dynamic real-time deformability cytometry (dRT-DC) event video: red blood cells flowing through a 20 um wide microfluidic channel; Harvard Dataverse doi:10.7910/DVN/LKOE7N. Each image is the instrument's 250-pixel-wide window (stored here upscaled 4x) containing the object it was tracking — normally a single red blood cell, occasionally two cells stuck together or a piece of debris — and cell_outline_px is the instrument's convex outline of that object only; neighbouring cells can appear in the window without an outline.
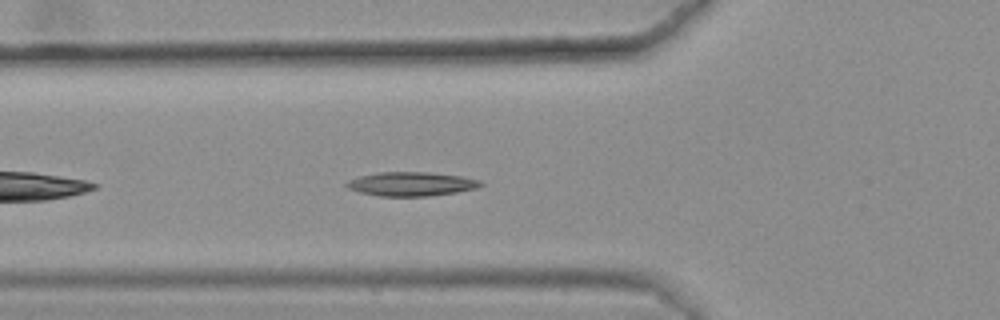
{"species": "common noctule bat (a hibernating species)", "species_latin": "Nyctalus noctula", "temperature_condition": "warm", "stored_images_in_passage": 31, "camera_frame_rate_fps": 3000, "um_per_image_px": 0.085, "animal": {"sex": "female", "body_mass_g": 25.1}, "frame": {"image": 1, "passage_image": 6, "time_ms": 1.667, "image_size_px": [1000, 320], "cell_outline_px": [[484, 184], [476, 188], [456, 192], [428, 196], [380, 196], [360, 192], [348, 188], [344, 184], [348, 180], [360, 176], [380, 172], [424, 172], [460, 176], [480, 180]], "centroid_in_image_um": [34.94, 15.64], "position_along_channel_um": 90.9, "area_um2": 18.55}}
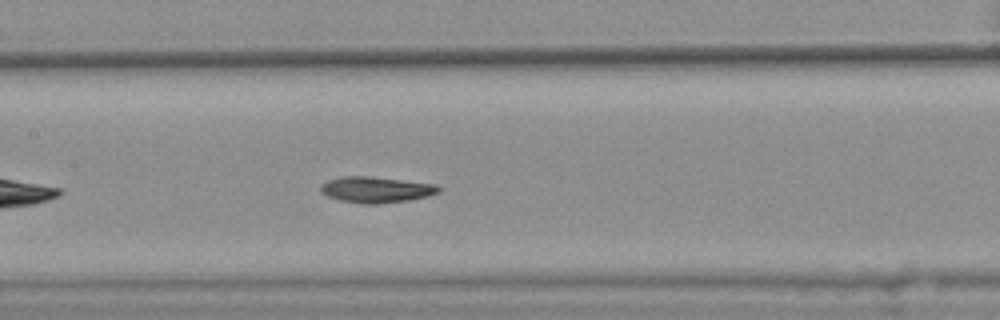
{"frame": {"image": 2, "passage_image": 13, "time_ms": 4.0, "image_size_px": [1000, 320], "cell_outline_px": [[440, 192], [428, 196], [408, 200], [380, 204], [360, 204], [340, 200], [328, 196], [320, 192], [320, 184], [328, 180], [340, 176], [368, 176], [432, 184], [440, 188]], "centroid_in_image_um": [31.9, 16.13], "position_along_channel_um": 175.5, "area_um2": 17.8}}
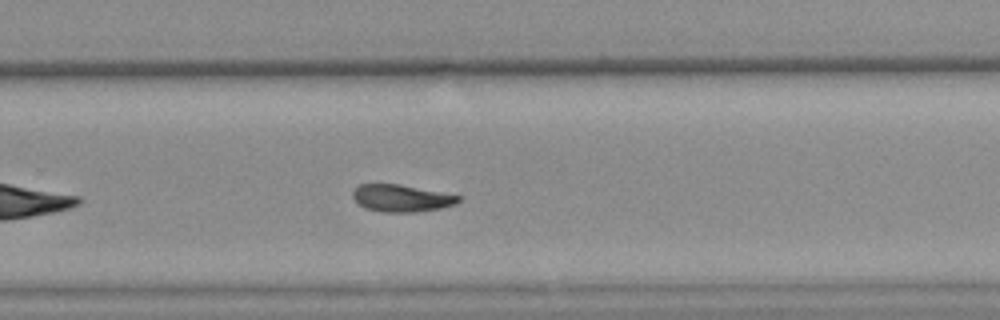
{"frame": {"image": 3, "passage_image": 23, "time_ms": 7.333, "image_size_px": [1000, 320], "cell_outline_px": [[460, 200], [456, 204], [440, 208], [416, 212], [384, 212], [364, 208], [352, 196], [352, 192], [360, 184], [396, 184], [440, 192], [460, 196]], "centroid_in_image_um": [34.1, 16.85], "position_along_channel_um": 295.7, "area_um2": 16.42}, "authors_computed_cell_mechanics": {"area_um2": 17.4556, "velocity_mm_per_s": 3.6187, "shape_relaxation_time_tau1_ms": null, "shape_relaxation_time_tau2_ms": 4.5111, "deformation_change_tau1": null, "deformation_change_tau2": 0.0947}}